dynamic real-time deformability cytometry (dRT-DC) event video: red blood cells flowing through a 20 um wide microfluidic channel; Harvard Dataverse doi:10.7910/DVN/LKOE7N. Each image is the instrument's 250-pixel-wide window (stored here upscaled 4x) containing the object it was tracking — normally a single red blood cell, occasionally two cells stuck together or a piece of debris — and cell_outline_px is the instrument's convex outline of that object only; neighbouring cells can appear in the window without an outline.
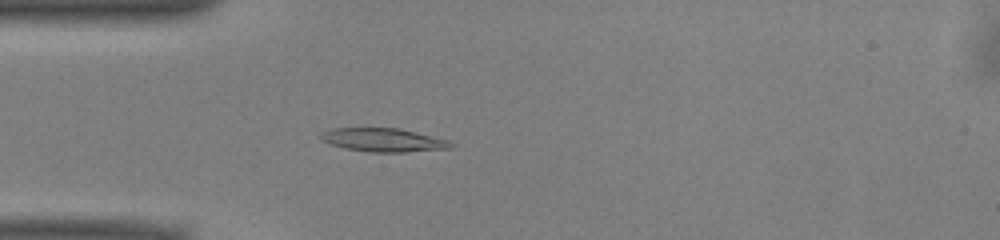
{"species": "common noctule bat (a hibernating species)", "species_latin": "Nyctalus noctula", "temperature_condition": "warm", "stored_images_in_passage": 48, "camera_frame_rate_fps": 3000, "um_per_image_px": 0.085, "animal": {"sex": "male", "body_mass_g": 13.0, "forearm_length_mm": 53.1}, "frame": {"image": 1, "passage_image": 11, "time_ms": 3.333, "image_size_px": [1000, 240], "cell_outline_px": [[456, 144], [452, 148], [404, 152], [372, 152], [344, 148], [320, 140], [320, 132], [332, 128], [400, 128], [448, 140]], "centroid_in_image_um": [32.59, 11.89], "position_along_channel_um": 52.4, "area_um2": 17.86}}
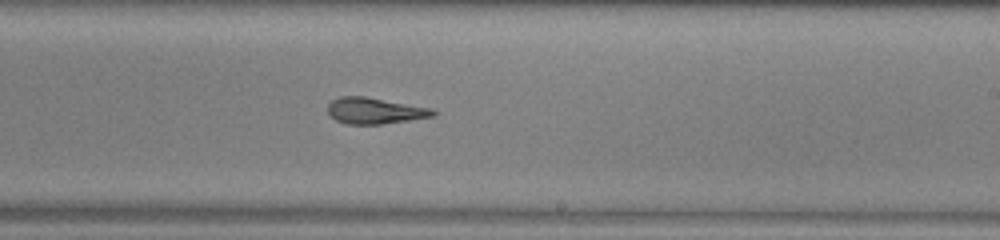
{"frame": {"image": 2, "passage_image": 27, "time_ms": 8.667, "image_size_px": [1000, 240], "cell_outline_px": [[436, 116], [380, 124], [348, 124], [336, 120], [328, 112], [328, 104], [332, 100], [340, 96], [364, 96], [432, 108], [436, 112]], "centroid_in_image_um": [31.86, 9.41], "position_along_channel_um": 257.1, "area_um2": 15.95}}
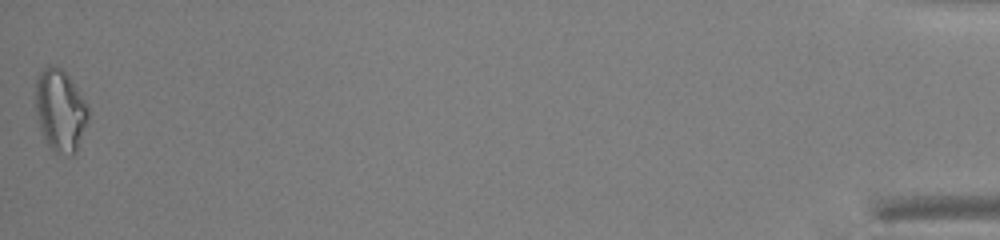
{"frame": {"image": 3, "passage_image": 48, "time_ms": 15.667, "image_size_px": [1000, 240], "cell_outline_px": [[88, 120], [76, 152], [72, 156], [68, 156], [56, 152], [48, 144], [40, 132], [36, 112], [36, 76], [48, 64], [52, 64], [60, 68], [72, 80], [88, 104]], "centroid_in_image_um": [5.12, 9.38], "position_along_channel_um": 430.1, "area_um2": 25.37}, "authors_computed_cell_mechanics": {"area_um2": 17.2533, "velocity_mm_per_s": 3.9626, "shape_relaxation_time_tau1_ms": 9.6743, "shape_relaxation_time_tau2_ms": 2.7388, "deformation_change_tau1": 0.2371, "deformation_change_tau2": 0.1162}}